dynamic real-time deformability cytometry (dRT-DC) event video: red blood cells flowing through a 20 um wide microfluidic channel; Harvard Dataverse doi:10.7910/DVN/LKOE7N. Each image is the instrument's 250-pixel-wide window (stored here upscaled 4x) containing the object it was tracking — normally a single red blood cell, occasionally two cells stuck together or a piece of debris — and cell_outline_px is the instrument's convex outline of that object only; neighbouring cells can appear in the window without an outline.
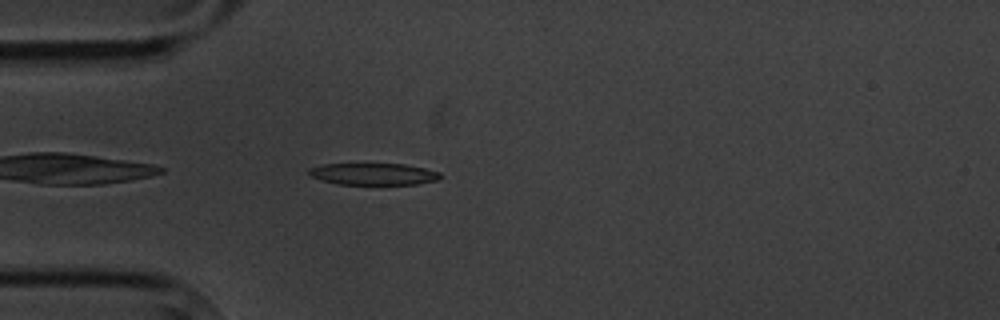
{"species": "common noctule bat (a hibernating species)", "species_latin": "Nyctalus noctula", "temperature_condition": "cold", "stored_images_in_passage": 3, "camera_frame_rate_fps": 3000, "um_per_image_px": 0.085, "animal": {"sex": "male", "body_mass_g": 20.1, "forearm_length_mm": 53.5}, "frame": {"image": 1, "passage_image": 3, "time_ms": 3.333, "image_size_px": [1000, 320], "cell_outline_px": [[440, 180], [416, 184], [336, 184], [312, 176], [308, 172], [308, 168], [320, 164], [404, 164], [424, 168], [440, 172]], "centroid_in_image_um": [31.76, 14.79], "position_along_channel_um": 53.2, "area_um2": 16.59}}